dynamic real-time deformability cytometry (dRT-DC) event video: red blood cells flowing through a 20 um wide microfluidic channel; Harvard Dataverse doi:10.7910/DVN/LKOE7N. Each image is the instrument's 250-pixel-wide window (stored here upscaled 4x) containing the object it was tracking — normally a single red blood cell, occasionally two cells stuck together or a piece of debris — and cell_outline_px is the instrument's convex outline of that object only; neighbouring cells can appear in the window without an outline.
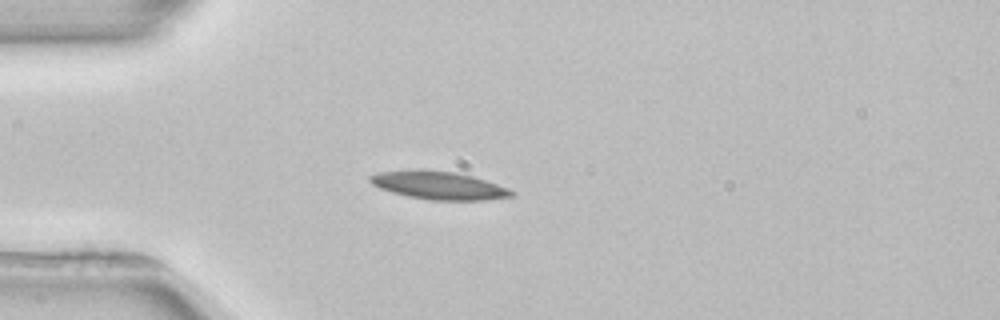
{"species": "common noctule bat (a hibernating species)", "species_latin": "Nyctalus noctula", "temperature_condition": "room temperature", "stored_images_in_passage": 3, "camera_frame_rate_fps": 3000, "um_per_image_px": 0.085, "animal": {"sex": "female", "body_mass_g": 22.7, "forearm_length_mm": 54.2}, "frame": {"image": 1, "passage_image": 3, "time_ms": 2.667, "image_size_px": [1000, 320], "cell_outline_px": [[516, 196], [484, 200], [428, 200], [408, 196], [392, 192], [380, 188], [372, 184], [368, 180], [368, 176], [380, 172], [416, 168], [424, 168], [460, 172], [508, 188], [516, 192]], "centroid_in_image_um": [37.28, 15.73], "position_along_channel_um": 47.7, "area_um2": 23.58}}